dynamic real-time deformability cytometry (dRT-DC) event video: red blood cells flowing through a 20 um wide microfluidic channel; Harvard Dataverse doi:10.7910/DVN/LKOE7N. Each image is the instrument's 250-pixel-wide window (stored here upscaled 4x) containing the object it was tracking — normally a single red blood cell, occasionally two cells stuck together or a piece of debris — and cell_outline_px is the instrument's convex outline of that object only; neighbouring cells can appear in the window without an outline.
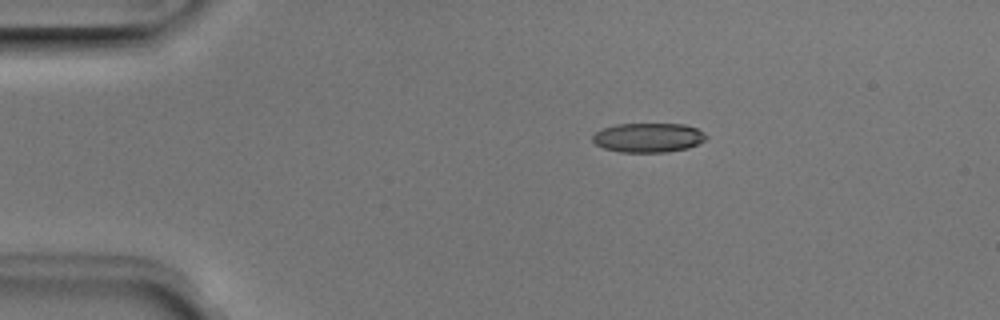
{"species": "Egyptian fruit bat (a non-hibernating species)", "species_latin": "Rousettus aegyptiacus", "temperature_condition": "room temperature", "stored_images_in_passage": 4, "camera_frame_rate_fps": 3000, "um_per_image_px": 0.085, "animal": {"sex": "male"}, "frame": {"image": 1, "passage_image": 3, "time_ms": 0.667, "image_size_px": [1000, 320], "cell_outline_px": [[708, 136], [704, 140], [688, 148], [668, 152], [620, 152], [604, 148], [596, 144], [592, 140], [592, 136], [596, 132], [604, 128], [616, 124], [684, 124], [696, 128], [704, 132]], "centroid_in_image_um": [55.11, 11.7], "position_along_channel_um": 29.9, "area_um2": 19.36}}